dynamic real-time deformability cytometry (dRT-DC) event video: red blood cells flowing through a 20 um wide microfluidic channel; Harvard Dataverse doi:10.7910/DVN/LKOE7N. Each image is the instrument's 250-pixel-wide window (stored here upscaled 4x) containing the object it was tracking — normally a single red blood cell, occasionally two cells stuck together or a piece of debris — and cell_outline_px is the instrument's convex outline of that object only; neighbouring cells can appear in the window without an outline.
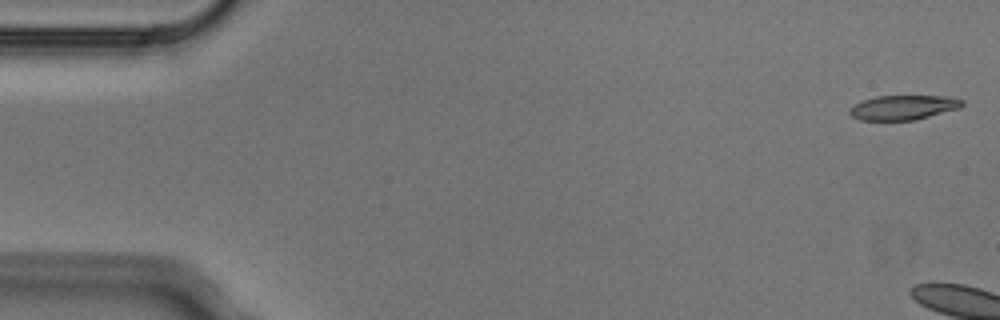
{"species": "Egyptian fruit bat (a non-hibernating species)", "species_latin": "Rousettus aegyptiacus", "temperature_condition": "cold", "stored_images_in_passage": 5, "camera_frame_rate_fps": 3000, "um_per_image_px": 0.085, "animal": {"sex": "male"}, "frame": {"image": 1, "passage_image": 1, "time_ms": 0.0, "image_size_px": [1000, 320], "cell_outline_px": [[964, 104], [960, 108], [916, 120], [860, 120], [852, 116], [848, 112], [856, 104], [864, 100], [876, 96], [952, 96], [964, 100]], "centroid_in_image_um": [76.85, 9.13], "position_along_channel_um": 8.2, "area_um2": 16.13}}